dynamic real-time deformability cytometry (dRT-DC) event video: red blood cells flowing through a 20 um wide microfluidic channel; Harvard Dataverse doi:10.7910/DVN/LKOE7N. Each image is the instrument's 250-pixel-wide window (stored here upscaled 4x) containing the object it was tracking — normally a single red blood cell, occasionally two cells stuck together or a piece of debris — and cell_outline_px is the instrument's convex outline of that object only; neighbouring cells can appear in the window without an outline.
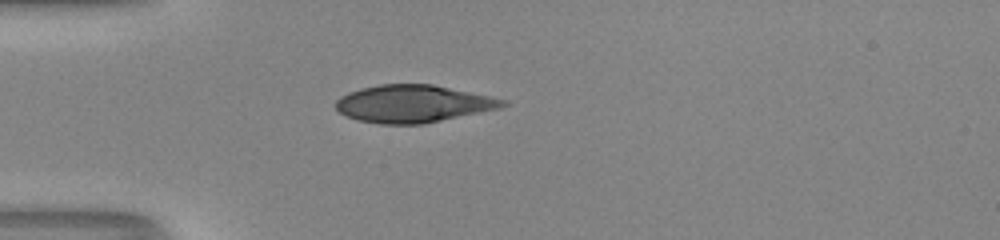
{"species": "human", "species_latin": "Homo sapiens", "temperature_condition": "room temperature", "stored_images_in_passage": 25, "camera_frame_rate_fps": 3000, "um_per_image_px": 0.085, "donor": {"sex": "male"}, "frame": {"image": 1, "passage_image": 1, "time_ms": 0.0, "image_size_px": [1000, 240], "cell_outline_px": [[508, 104], [500, 108], [420, 124], [380, 124], [356, 120], [340, 112], [336, 108], [336, 100], [340, 96], [348, 92], [360, 88], [380, 84], [432, 84], [508, 100]], "centroid_in_image_um": [35.08, 8.81], "position_along_channel_um": 49.9, "area_um2": 36.18}}